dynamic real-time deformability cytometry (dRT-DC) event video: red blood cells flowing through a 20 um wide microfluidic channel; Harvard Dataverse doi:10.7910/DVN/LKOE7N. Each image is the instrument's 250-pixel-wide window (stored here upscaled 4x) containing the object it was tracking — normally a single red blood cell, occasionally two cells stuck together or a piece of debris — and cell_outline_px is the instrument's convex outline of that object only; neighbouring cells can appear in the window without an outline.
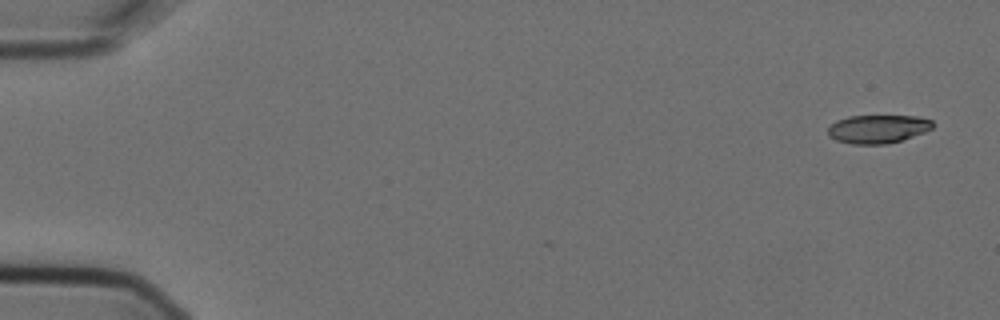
{"species": "Egyptian fruit bat (a non-hibernating species)", "species_latin": "Rousettus aegyptiacus", "temperature_condition": "cold", "stored_images_in_passage": 5, "camera_frame_rate_fps": 3000, "um_per_image_px": 0.085, "animal": {"sex": "female"}, "frame": {"image": 1, "passage_image": 1, "time_ms": 0.0, "image_size_px": [1000, 320], "cell_outline_px": [[932, 128], [924, 132], [900, 140], [884, 144], [852, 144], [836, 140], [828, 136], [828, 128], [836, 120], [848, 116], [916, 116], [932, 120]], "centroid_in_image_um": [74.58, 10.96], "position_along_channel_um": 10.4, "area_um2": 17.17}}
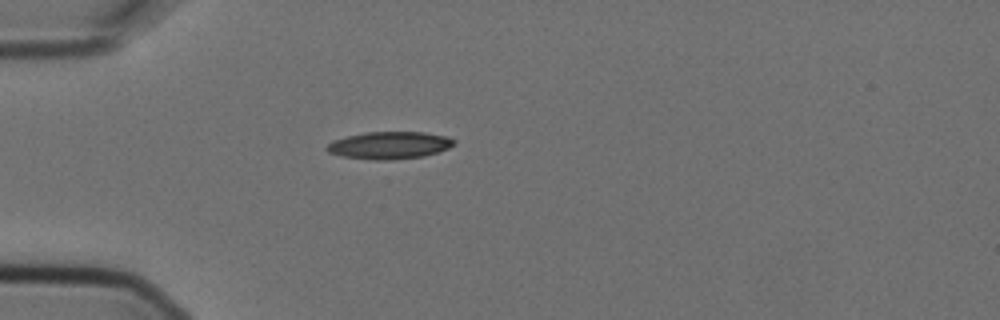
{"frame": {"image": 2, "passage_image": 5, "time_ms": 1.333, "image_size_px": [1000, 320], "cell_outline_px": [[456, 144], [448, 148], [424, 156], [392, 160], [376, 160], [344, 156], [328, 152], [324, 148], [332, 140], [348, 136], [368, 132], [424, 132], [448, 136], [456, 140]], "centroid_in_image_um": [33.13, 12.34], "position_along_channel_um": 51.9, "area_um2": 20.23}}